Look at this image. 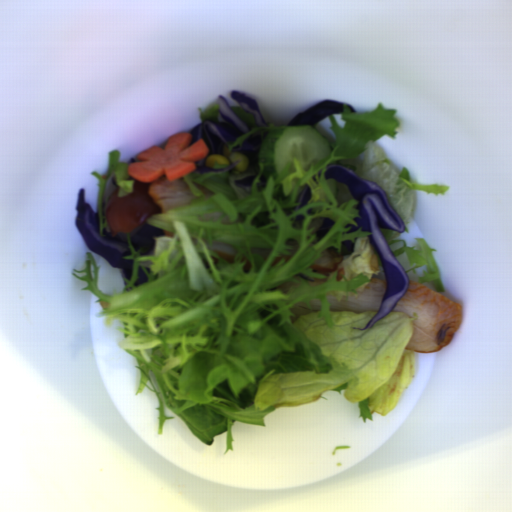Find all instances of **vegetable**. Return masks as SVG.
<instances>
[{
    "instance_id": "vegetable-2",
    "label": "vegetable",
    "mask_w": 512,
    "mask_h": 512,
    "mask_svg": "<svg viewBox=\"0 0 512 512\" xmlns=\"http://www.w3.org/2000/svg\"><path fill=\"white\" fill-rule=\"evenodd\" d=\"M380 231L403 266L408 280L418 282L423 286L425 283L431 284L434 285L436 291L445 292L441 274L432 253L436 252V248H430L426 240L420 237L415 239L419 246V249H416V246H409L402 239H395L400 232H392L385 228Z\"/></svg>"
},
{
    "instance_id": "vegetable-4",
    "label": "vegetable",
    "mask_w": 512,
    "mask_h": 512,
    "mask_svg": "<svg viewBox=\"0 0 512 512\" xmlns=\"http://www.w3.org/2000/svg\"><path fill=\"white\" fill-rule=\"evenodd\" d=\"M233 113L239 117L249 128L248 131L230 143H228V149L230 152H239L241 151L242 142L249 136L255 137H263L264 133L274 128L273 123H268L264 118L265 123L268 125L260 126L257 116L246 111L242 107L238 106H230Z\"/></svg>"
},
{
    "instance_id": "vegetable-3",
    "label": "vegetable",
    "mask_w": 512,
    "mask_h": 512,
    "mask_svg": "<svg viewBox=\"0 0 512 512\" xmlns=\"http://www.w3.org/2000/svg\"><path fill=\"white\" fill-rule=\"evenodd\" d=\"M120 158V152L118 149H113L108 153V166H107V178L112 172L119 197H123L132 191H134V184L137 179L131 177L129 173V166L131 162L118 161Z\"/></svg>"
},
{
    "instance_id": "vegetable-1",
    "label": "vegetable",
    "mask_w": 512,
    "mask_h": 512,
    "mask_svg": "<svg viewBox=\"0 0 512 512\" xmlns=\"http://www.w3.org/2000/svg\"><path fill=\"white\" fill-rule=\"evenodd\" d=\"M354 109V108H353ZM397 109L377 104L373 111H351L315 123L328 142L330 153L306 171L293 158L276 179L260 181L259 163L244 171L233 165L221 171H195L183 177L195 195L186 205L168 213L152 214L145 224L173 232L154 236L149 246L137 250L125 232L131 258L130 279L123 289L105 294L99 289L101 265L91 252L83 270H72L85 280L82 291L99 298L107 328L121 332L116 343L135 357L140 371L136 397L148 387L158 398V435H163L165 408L176 414L191 434L207 444L227 432V450L233 451L232 427L236 422L266 426L264 417L278 409L316 402L326 391H336L358 402V417L372 421L396 408L416 370L415 350L405 348L414 330L411 316L390 312L370 328L363 327L379 310L352 313L331 310L327 293L356 297L370 280L386 285L383 265L367 239L362 252L353 255L344 240L355 243L370 236L358 227L361 217L348 185L326 178L329 168L340 165L362 178L375 181L387 194L404 229L415 211V191L447 193L448 185L413 183L405 166L398 173L378 140L394 139L400 122ZM251 186L234 182L250 174ZM214 191L203 197L193 185ZM311 195L298 209L297 197L305 185ZM298 209V210H297ZM305 217L301 222L296 216ZM324 217L334 221L317 242L316 231ZM231 244L233 263L211 252V243ZM271 250L265 260L252 248ZM324 249L337 252L341 265L328 276L311 267ZM280 255L286 262L272 263ZM248 260L250 270H243ZM272 263V264H271ZM149 282L134 285L137 266ZM344 268L343 278L336 277ZM296 282L286 294L276 288ZM319 301L320 310L294 322L292 306ZM224 454V455H225Z\"/></svg>"
},
{
    "instance_id": "vegetable-6",
    "label": "vegetable",
    "mask_w": 512,
    "mask_h": 512,
    "mask_svg": "<svg viewBox=\"0 0 512 512\" xmlns=\"http://www.w3.org/2000/svg\"><path fill=\"white\" fill-rule=\"evenodd\" d=\"M198 113L200 115V118L202 120V123L208 120L211 117H217L219 112V97L210 102L205 111L202 110L201 106H198Z\"/></svg>"
},
{
    "instance_id": "vegetable-5",
    "label": "vegetable",
    "mask_w": 512,
    "mask_h": 512,
    "mask_svg": "<svg viewBox=\"0 0 512 512\" xmlns=\"http://www.w3.org/2000/svg\"><path fill=\"white\" fill-rule=\"evenodd\" d=\"M93 177L97 179V196H96V203H95V212L98 213L99 218V229L98 234L102 237L105 236L103 234V229L105 228L106 232H110L111 237L115 236L112 232L111 226L107 220L106 213L104 214L103 210V200H104V192H105V185L106 180L101 178L98 174L95 172H90Z\"/></svg>"
}]
</instances>
